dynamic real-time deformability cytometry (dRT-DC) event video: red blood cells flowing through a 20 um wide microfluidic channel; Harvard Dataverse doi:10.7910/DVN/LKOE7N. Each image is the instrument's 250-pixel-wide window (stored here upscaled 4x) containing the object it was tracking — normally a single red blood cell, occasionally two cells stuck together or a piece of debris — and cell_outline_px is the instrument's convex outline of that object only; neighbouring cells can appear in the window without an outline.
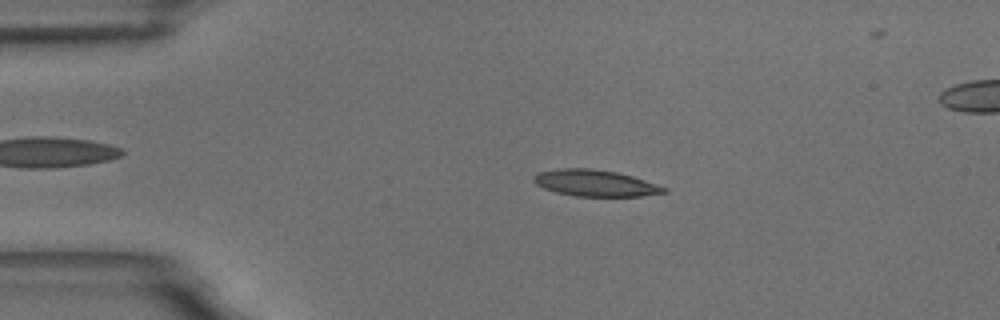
{"species": "common noctule bat (a hibernating species)", "species_latin": "Nyctalus noctula", "temperature_condition": "room temperature", "stored_images_in_passage": 58, "camera_frame_rate_fps": 3000, "um_per_image_px": 0.085, "animal": {"sex": "male", "body_mass_g": 18.8}, "frame": {"image": 1, "passage_image": 11, "time_ms": 3.333, "image_size_px": [1000, 320], "cell_outline_px": [[668, 192], [640, 196], [576, 196], [556, 192], [544, 188], [536, 184], [532, 180], [532, 176], [540, 172], [556, 168], [588, 168], [616, 172], [632, 176], [668, 188]], "centroid_in_image_um": [50.57, 15.56], "position_along_channel_um": 34.4, "area_um2": 20.0}}
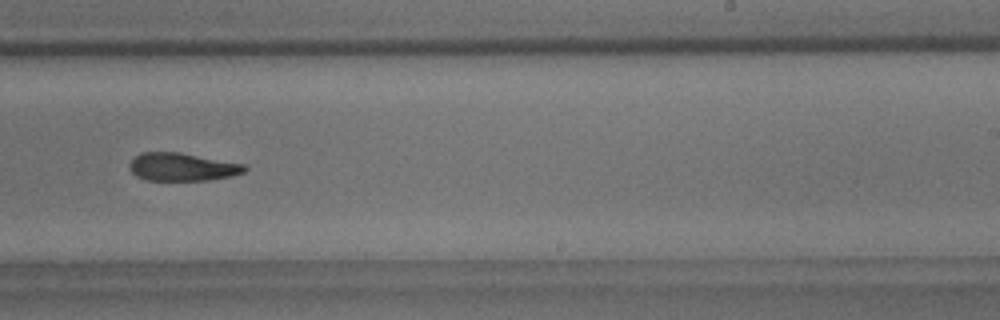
{"frame": {"image": 2, "passage_image": 35, "time_ms": 11.333, "image_size_px": [1000, 320], "cell_outline_px": [[248, 168], [244, 172], [232, 176], [208, 180], [144, 180], [136, 176], [128, 168], [128, 164], [140, 152], [180, 152], [244, 164]], "centroid_in_image_um": [15.46, 14.19], "position_along_channel_um": 273.5, "area_um2": 18.84}}
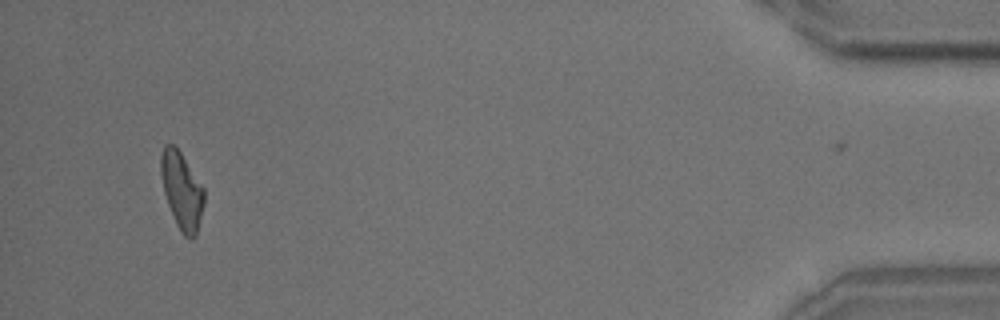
{"frame": {"image": 3, "passage_image": 54, "time_ms": 17.667, "image_size_px": [1000, 320], "cell_outline_px": [[204, 204], [196, 236], [192, 240], [188, 240], [180, 232], [176, 224], [168, 204], [164, 192], [160, 172], [160, 156], [164, 144], [172, 144], [180, 152], [204, 188]], "centroid_in_image_um": [15.45, 16.24], "position_along_channel_um": 419.8, "area_um2": 19.42}, "authors_computed_cell_mechanics": {"area_um2": 19.7098, "velocity_mm_per_s": 3.4909, "shape_relaxation_time_tau1_ms": 9.4104, "shape_relaxation_time_tau2_ms": null, "deformation_change_tau1": 0.2347, "deformation_change_tau2": null}}